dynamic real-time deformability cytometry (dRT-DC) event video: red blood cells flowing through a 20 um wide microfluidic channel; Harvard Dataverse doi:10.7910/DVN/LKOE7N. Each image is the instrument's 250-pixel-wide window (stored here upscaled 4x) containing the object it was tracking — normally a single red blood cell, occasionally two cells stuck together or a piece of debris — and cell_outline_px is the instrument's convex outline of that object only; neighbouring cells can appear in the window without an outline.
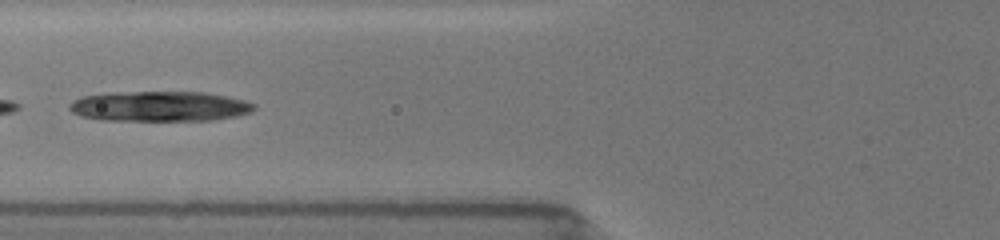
{"species": "common noctule bat (a hibernating species)", "species_latin": "Nyctalus noctula", "temperature_condition": "room temperature", "stored_images_in_passage": 12, "camera_frame_rate_fps": 3000, "um_per_image_px": 0.085, "animal": {"sex": "female", "body_mass_g": 19.5, "forearm_length_mm": 54.1}, "frame": {"image": 1, "passage_image": 9, "time_ms": 6.333, "image_size_px": [1000, 240], "cell_outline_px": [[256, 108], [252, 112], [236, 116], [212, 120], [100, 120], [80, 116], [72, 112], [68, 108], [68, 104], [72, 100], [80, 96], [108, 92], [204, 92], [244, 100], [256, 104]], "centroid_in_image_um": [13.51, 9.03], "position_along_channel_um": 112.3, "area_um2": 32.71}}
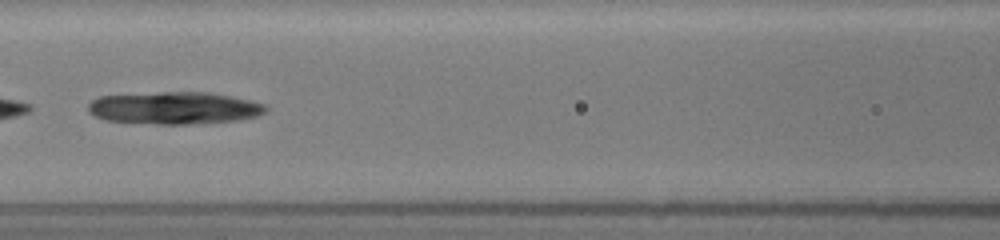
{"frame": {"image": 2, "passage_image": 10, "time_ms": 7.333, "image_size_px": [1000, 240], "cell_outline_px": [[268, 108], [264, 112], [256, 116], [240, 120], [192, 124], [156, 124], [104, 120], [88, 112], [88, 104], [92, 100], [100, 96], [160, 92], [208, 92], [232, 96], [268, 104]], "centroid_in_image_um": [14.85, 9.18], "position_along_channel_um": 151.8, "area_um2": 33.64}}